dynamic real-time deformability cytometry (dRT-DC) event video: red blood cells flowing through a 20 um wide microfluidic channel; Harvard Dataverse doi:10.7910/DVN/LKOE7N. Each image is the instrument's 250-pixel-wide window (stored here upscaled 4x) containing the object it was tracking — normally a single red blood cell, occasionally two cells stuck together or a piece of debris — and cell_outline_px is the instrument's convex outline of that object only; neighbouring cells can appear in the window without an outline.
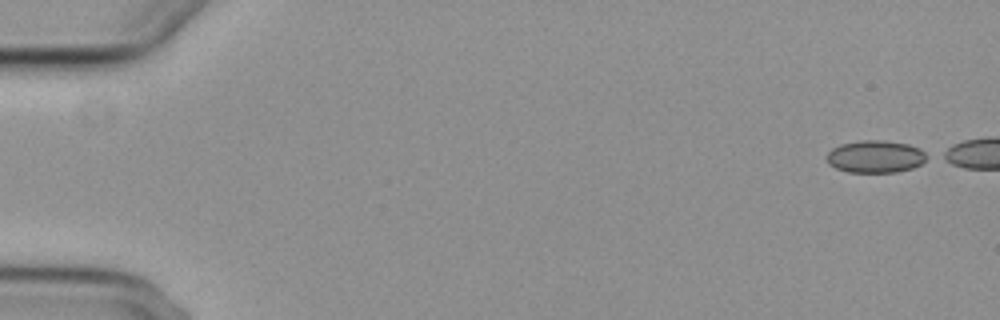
{"species": "common noctule bat (a hibernating species)", "species_latin": "Nyctalus noctula", "temperature_condition": "cold", "stored_images_in_passage": 47, "camera_frame_rate_fps": 3000, "um_per_image_px": 0.085, "animal": {"sex": "female", "body_mass_g": 29.2, "forearm_length_mm": 56.3}, "frame": {"image": 1, "passage_image": 1, "time_ms": 0.0, "image_size_px": [1000, 320], "cell_outline_px": [[932, 156], [920, 164], [912, 168], [896, 172], [848, 172], [836, 168], [828, 164], [824, 156], [832, 148], [840, 144], [860, 140], [884, 140], [908, 144], [920, 148], [928, 152]], "centroid_in_image_um": [74.43, 13.3], "position_along_channel_um": 10.6, "area_um2": 19.31}}
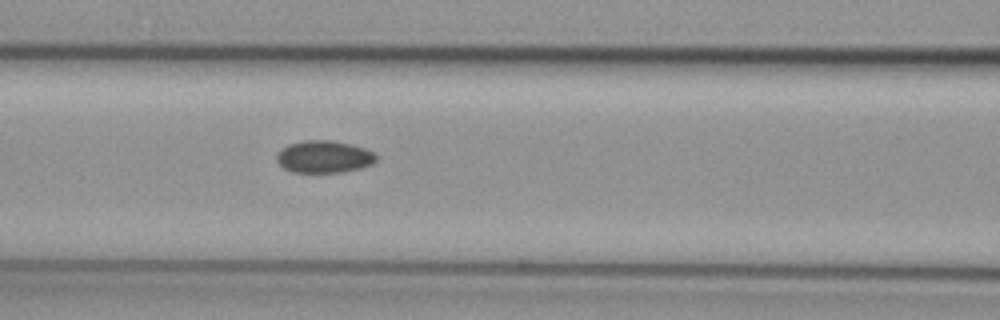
{"frame": {"image": 2, "passage_image": 23, "time_ms": 7.333, "image_size_px": [1000, 320], "cell_outline_px": [[376, 160], [372, 164], [360, 168], [340, 172], [292, 172], [284, 168], [276, 160], [276, 156], [280, 148], [288, 144], [304, 140], [332, 140], [364, 148], [372, 152], [376, 156]], "centroid_in_image_um": [27.5, 13.32], "position_along_channel_um": 139.1, "area_um2": 18.61}}
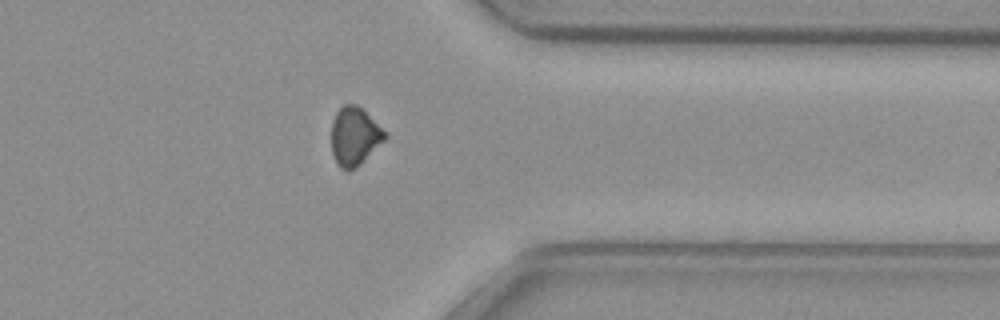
{"frame": {"image": 3, "passage_image": 43, "time_ms": 14.0, "image_size_px": [1000, 320], "cell_outline_px": [[388, 136], [360, 164], [348, 172], [340, 168], [336, 164], [332, 152], [332, 120], [336, 112], [344, 104], [356, 104], [364, 108], [388, 132]], "centroid_in_image_um": [30.16, 11.56], "position_along_channel_um": 381.2, "area_um2": 18.55}}